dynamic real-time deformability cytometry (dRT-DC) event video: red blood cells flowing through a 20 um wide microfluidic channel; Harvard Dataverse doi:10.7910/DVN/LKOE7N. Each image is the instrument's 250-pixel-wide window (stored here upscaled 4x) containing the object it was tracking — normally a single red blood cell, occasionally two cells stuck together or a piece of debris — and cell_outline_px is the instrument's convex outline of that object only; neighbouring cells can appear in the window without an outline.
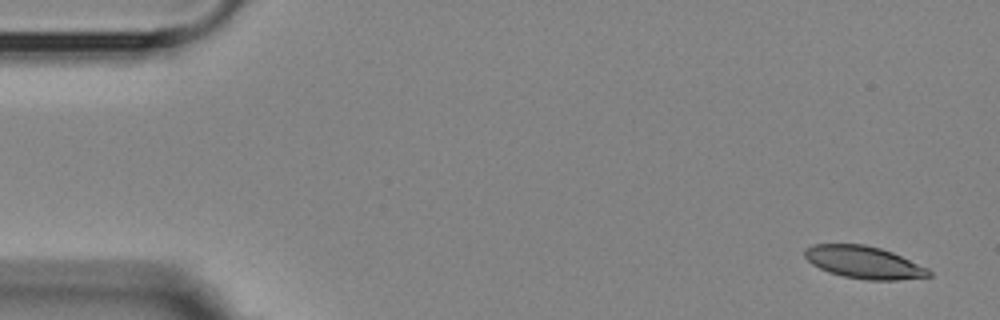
{"species": "Egyptian fruit bat (a non-hibernating species)", "species_latin": "Rousettus aegyptiacus", "temperature_condition": "room temperature", "stored_images_in_passage": 4, "camera_frame_rate_fps": 3000, "um_per_image_px": 0.085, "animal": {"sex": "female"}, "frame": {"image": 1, "passage_image": 1, "time_ms": 0.0, "image_size_px": [1000, 320], "cell_outline_px": [[932, 276], [896, 280], [868, 280], [844, 276], [828, 272], [812, 264], [804, 256], [804, 248], [812, 244], [864, 244], [880, 248], [892, 252], [928, 268], [932, 272]], "centroid_in_image_um": [73.42, 22.29], "position_along_channel_um": 11.6, "area_um2": 23.41}}